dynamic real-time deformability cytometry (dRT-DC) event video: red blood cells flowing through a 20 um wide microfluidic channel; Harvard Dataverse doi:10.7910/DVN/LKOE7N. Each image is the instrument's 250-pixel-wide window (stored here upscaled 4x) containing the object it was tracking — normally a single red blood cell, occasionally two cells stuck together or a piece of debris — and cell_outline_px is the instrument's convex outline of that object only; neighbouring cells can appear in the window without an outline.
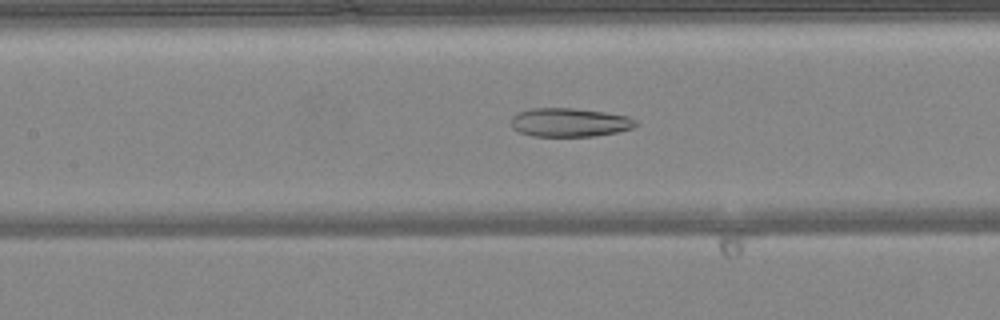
{"species": "common noctule bat (a hibernating species)", "species_latin": "Nyctalus noctula", "temperature_condition": "warm", "stored_images_in_passage": 46, "camera_frame_rate_fps": 3000, "um_per_image_px": 0.085, "animal": {"sex": "female", "body_mass_g": 24.6, "forearm_length_mm": 56.2}, "frame": {"image": 1, "passage_image": 20, "time_ms": 6.333, "image_size_px": [1000, 320], "cell_outline_px": [[640, 124], [632, 128], [616, 132], [596, 136], [532, 136], [520, 132], [512, 128], [512, 116], [516, 112], [528, 108], [572, 108], [604, 112], [628, 116], [636, 120]], "centroid_in_image_um": [48.41, 10.4], "position_along_channel_um": 159.0, "area_um2": 20.98}}
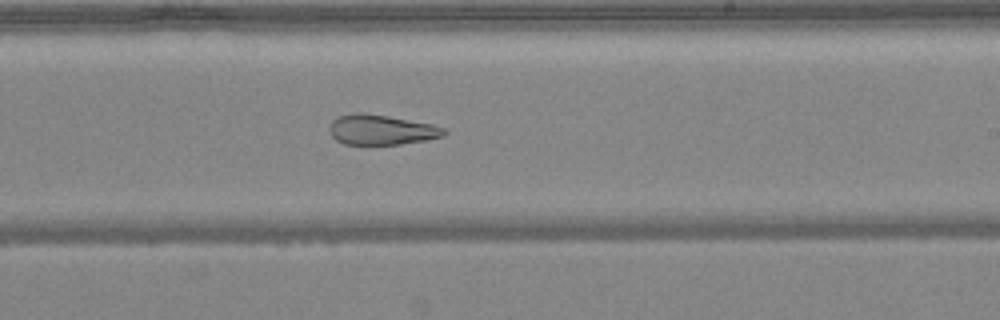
{"frame": {"image": 2, "passage_image": 27, "time_ms": 8.667, "image_size_px": [1000, 320], "cell_outline_px": [[448, 132], [444, 136], [428, 140], [400, 144], [344, 144], [336, 140], [332, 136], [328, 128], [332, 120], [336, 116], [356, 112], [360, 112], [388, 116], [432, 124], [444, 128]], "centroid_in_image_um": [32.4, 11.03], "position_along_channel_um": 256.6, "area_um2": 20.23}}
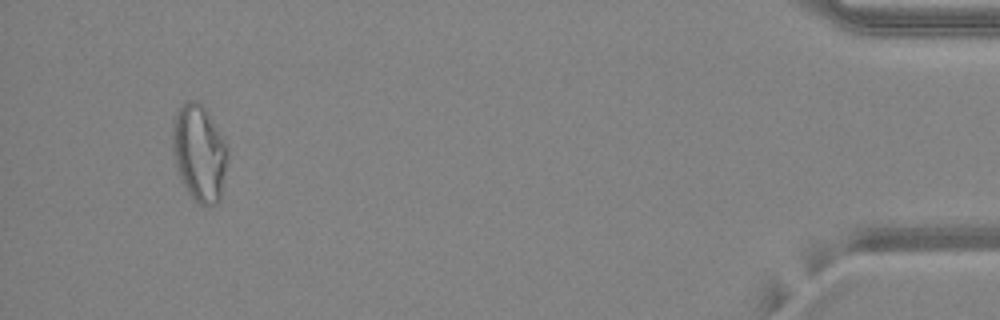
{"frame": {"image": 3, "passage_image": 44, "time_ms": 14.333, "image_size_px": [1000, 320], "cell_outline_px": [[228, 156], [220, 200], [216, 204], [208, 208], [200, 204], [188, 192], [180, 176], [172, 152], [172, 120], [176, 112], [188, 100], [196, 100], [204, 104], [228, 144]], "centroid_in_image_um": [16.96, 12.96], "position_along_channel_um": 418.2, "area_um2": 31.5}, "authors_computed_cell_mechanics": {"area_um2": 26.8481, "velocity_mm_per_s": 4.1976, "shape_relaxation_time_tau1_ms": null, "shape_relaxation_time_tau2_ms": 3.7299, "deformation_change_tau1": null, "deformation_change_tau2": 0.1457}}